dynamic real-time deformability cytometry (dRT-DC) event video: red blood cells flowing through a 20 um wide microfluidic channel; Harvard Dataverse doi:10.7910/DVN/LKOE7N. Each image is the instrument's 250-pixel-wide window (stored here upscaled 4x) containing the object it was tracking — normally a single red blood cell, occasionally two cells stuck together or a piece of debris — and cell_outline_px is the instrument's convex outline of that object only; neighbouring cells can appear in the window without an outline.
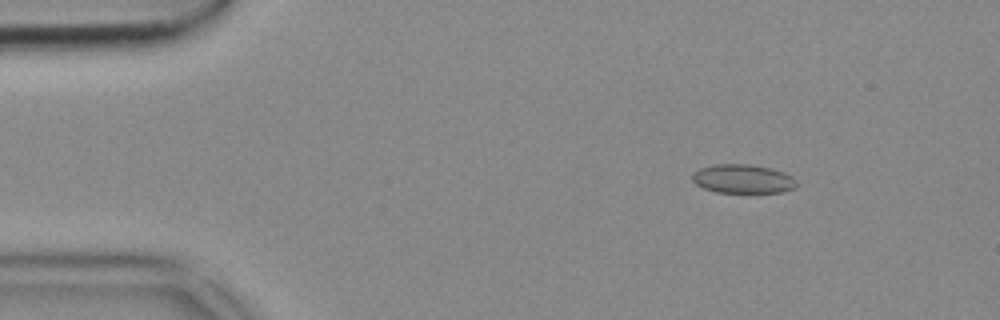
{"species": "common noctule bat (a hibernating species)", "species_latin": "Nyctalus noctula", "temperature_condition": "cold", "stored_images_in_passage": 53, "camera_frame_rate_fps": 3000, "um_per_image_px": 0.085, "animal": {"sex": "female", "body_mass_g": 18.4}, "frame": {"image": 1, "passage_image": 7, "time_ms": 2.0, "image_size_px": [1000, 320], "cell_outline_px": [[800, 184], [796, 188], [784, 192], [716, 192], [704, 188], [696, 184], [692, 180], [692, 172], [700, 168], [716, 164], [748, 164], [772, 168], [784, 172], [792, 176]], "centroid_in_image_um": [63.19, 15.2], "position_along_channel_um": 21.8, "area_um2": 17.74}}
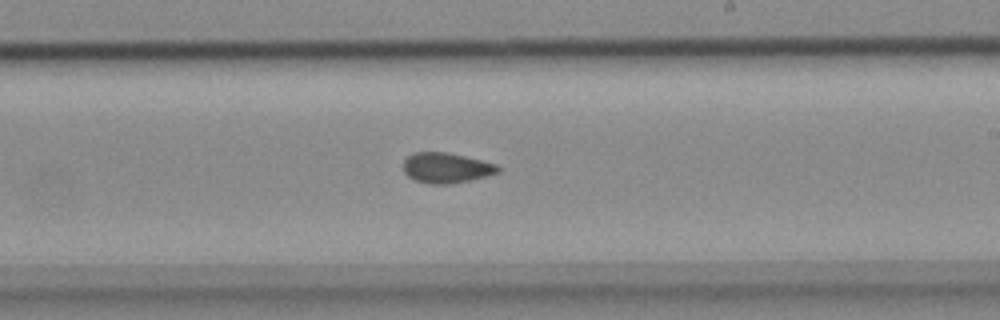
{"frame": {"image": 2, "passage_image": 31, "time_ms": 10.0, "image_size_px": [1000, 320], "cell_outline_px": [[500, 172], [468, 180], [448, 184], [428, 184], [416, 180], [408, 176], [404, 172], [404, 160], [412, 152], [448, 152], [496, 164], [500, 168]], "centroid_in_image_um": [37.9, 14.26], "position_along_channel_um": 251.1, "area_um2": 16.53}}
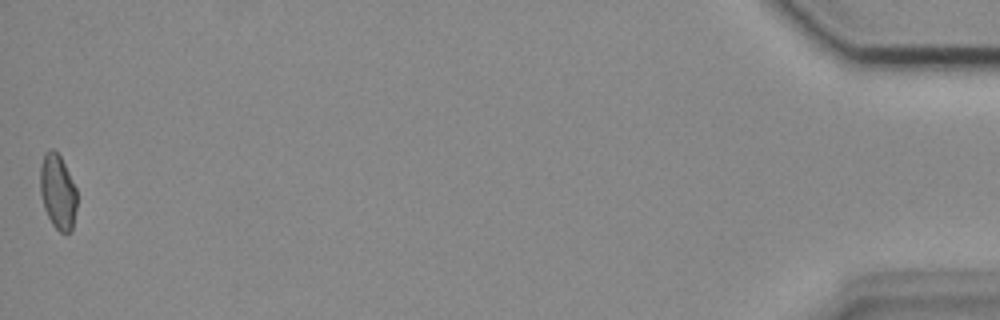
{"frame": {"image": 3, "passage_image": 53, "time_ms": 17.333, "image_size_px": [1000, 320], "cell_outline_px": [[76, 208], [72, 232], [60, 232], [52, 224], [44, 208], [40, 192], [40, 168], [44, 152], [52, 148], [60, 156], [76, 188]], "centroid_in_image_um": [4.9, 16.3], "position_along_channel_um": 430.3, "area_um2": 15.95}}